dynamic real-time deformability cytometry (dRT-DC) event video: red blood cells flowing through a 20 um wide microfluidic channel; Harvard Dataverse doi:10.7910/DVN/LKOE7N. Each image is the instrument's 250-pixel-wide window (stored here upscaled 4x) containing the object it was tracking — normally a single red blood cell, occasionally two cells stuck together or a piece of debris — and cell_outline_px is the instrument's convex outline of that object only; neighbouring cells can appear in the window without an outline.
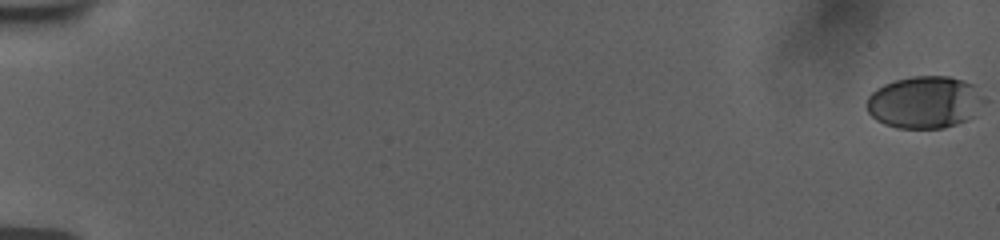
{"species": "human", "species_latin": "Homo sapiens", "temperature_condition": "room temperature", "stored_images_in_passage": 57, "camera_frame_rate_fps": 3000, "um_per_image_px": 0.085, "donor": {"sex": "female"}, "frame": {"image": 1, "passage_image": 1, "time_ms": 0.0, "image_size_px": [1000, 240], "cell_outline_px": [[972, 88], [964, 120], [956, 124], [944, 128], [896, 128], [884, 124], [876, 120], [868, 112], [864, 104], [868, 96], [876, 88], [884, 84], [896, 80], [912, 76], [948, 76], [964, 80], [972, 84]], "centroid_in_image_um": [78.24, 8.68], "position_along_channel_um": 6.8, "area_um2": 33.35}}
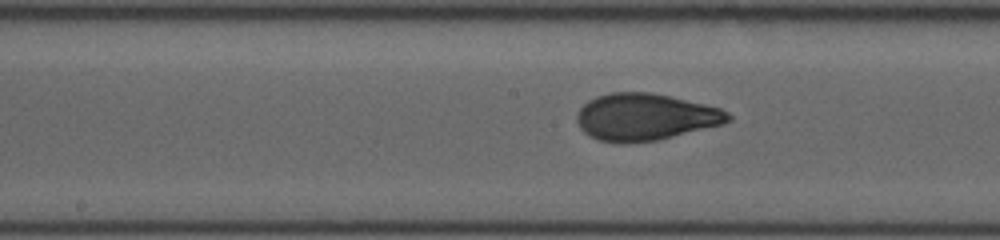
{"frame": {"image": 2, "passage_image": 32, "time_ms": 10.333, "image_size_px": [1000, 240], "cell_outline_px": [[732, 120], [724, 124], [660, 140], [624, 144], [616, 144], [596, 140], [588, 136], [580, 128], [576, 120], [576, 112], [588, 100], [596, 96], [612, 92], [652, 92], [672, 96], [720, 108], [728, 112], [732, 116]], "centroid_in_image_um": [54.83, 9.96], "position_along_channel_um": 193.4, "area_um2": 42.14}}
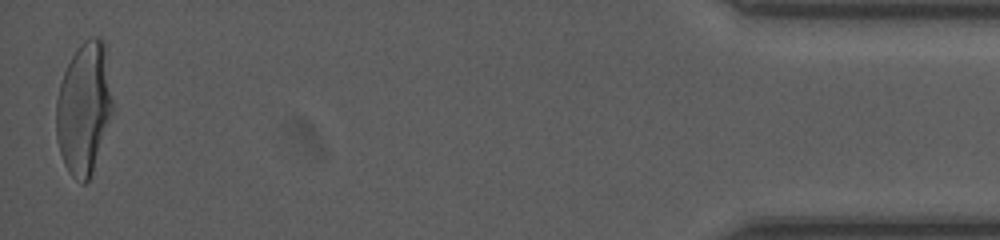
{"frame": {"image": 3, "passage_image": 57, "time_ms": 18.667, "image_size_px": [1000, 240], "cell_outline_px": [[112, 112], [92, 176], [84, 184], [80, 184], [68, 172], [64, 164], [56, 140], [56, 100], [60, 84], [64, 72], [72, 56], [80, 44], [88, 36], [96, 36], [104, 40], [112, 100]], "centroid_in_image_um": [7.12, 9.23], "position_along_channel_um": 428.1, "area_um2": 43.47}, "authors_computed_cell_mechanics": {"area_um2": 40.3444, "velocity_mm_per_s": 3.7692, "shape_relaxation_time_tau1_ms": 5.3225, "shape_relaxation_time_tau2_ms": null, "deformation_change_tau1": 0.2087, "deformation_change_tau2": null}}